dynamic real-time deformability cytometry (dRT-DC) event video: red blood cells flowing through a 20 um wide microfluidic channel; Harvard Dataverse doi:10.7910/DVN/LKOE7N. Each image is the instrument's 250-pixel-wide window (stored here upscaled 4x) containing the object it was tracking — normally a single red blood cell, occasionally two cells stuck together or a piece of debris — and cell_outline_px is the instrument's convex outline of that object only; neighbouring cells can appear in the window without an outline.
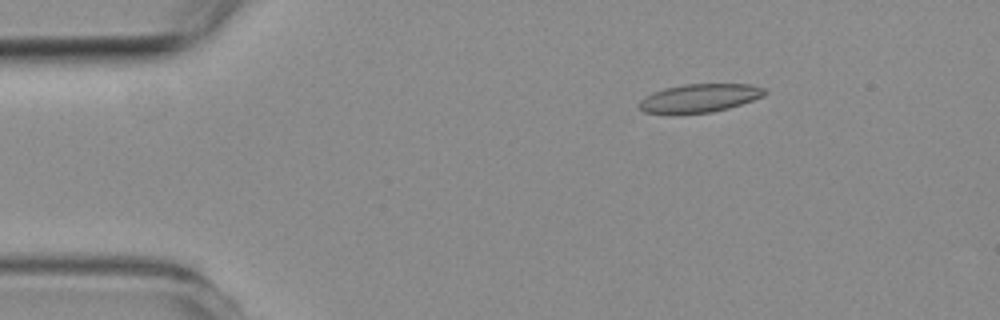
{"species": "common noctule bat (a hibernating species)", "species_latin": "Nyctalus noctula", "temperature_condition": "room temperature", "stored_images_in_passage": 5, "camera_frame_rate_fps": 3000, "um_per_image_px": 0.085, "animal": {"sex": "female", "body_mass_g": 19.3, "forearm_length_mm": 54.1}, "frame": {"image": 1, "passage_image": 5, "time_ms": 5.667, "image_size_px": [1000, 320], "cell_outline_px": [[768, 92], [764, 96], [728, 108], [712, 112], [644, 112], [640, 108], [640, 100], [664, 88], [684, 84], [752, 84], [764, 88]], "centroid_in_image_um": [59.55, 8.31], "position_along_channel_um": 25.4, "area_um2": 20.11}}